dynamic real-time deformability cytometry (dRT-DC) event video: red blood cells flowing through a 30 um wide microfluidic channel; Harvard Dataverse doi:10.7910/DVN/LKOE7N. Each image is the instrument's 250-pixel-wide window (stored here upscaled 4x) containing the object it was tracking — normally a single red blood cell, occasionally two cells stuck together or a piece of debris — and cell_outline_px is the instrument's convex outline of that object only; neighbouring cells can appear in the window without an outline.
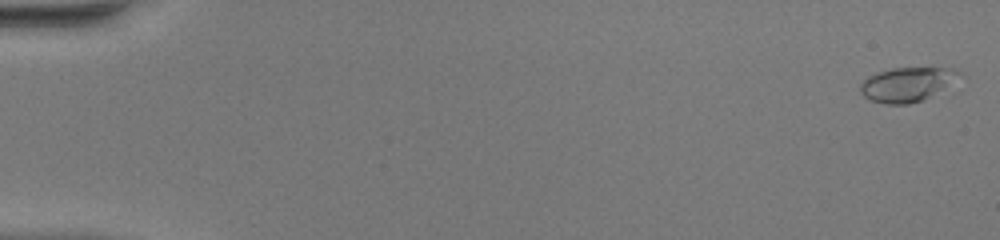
{"species": "common noctule bat (a hibernating species)", "species_latin": "Nyctalus noctula", "temperature_condition": "warm", "stored_images_in_passage": 51, "camera_frame_rate_fps": 3000, "um_per_image_px": 0.085, "animal": {"sex": "female", "body_mass_g": 20.0, "forearm_length_mm": 54.0}, "frame": {"image": 1, "passage_image": 1, "time_ms": 0.0, "image_size_px": [1000, 240], "cell_outline_px": [[960, 72], [940, 88], [924, 100], [908, 104], [884, 104], [872, 100], [864, 96], [860, 92], [860, 84], [868, 76], [876, 72], [892, 68], [952, 68]], "centroid_in_image_um": [76.94, 7.17], "position_along_channel_um": 8.1, "area_um2": 18.96}}
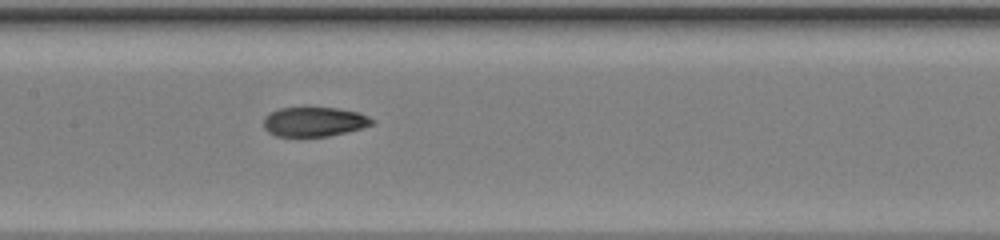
{"frame": {"image": 2, "passage_image": 26, "time_ms": 8.333, "image_size_px": [1000, 240], "cell_outline_px": [[376, 124], [328, 136], [276, 136], [268, 132], [264, 128], [264, 116], [268, 112], [280, 108], [336, 108], [356, 112], [368, 116], [376, 120]], "centroid_in_image_um": [26.69, 10.34], "position_along_channel_um": 180.7, "area_um2": 18.55}}
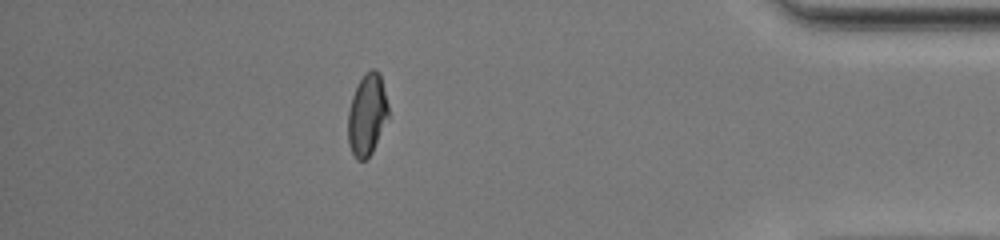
{"frame": {"image": 3, "passage_image": 45, "time_ms": 14.667, "image_size_px": [1000, 240], "cell_outline_px": [[388, 116], [372, 152], [368, 160], [356, 160], [348, 144], [348, 112], [352, 96], [360, 80], [372, 68], [376, 68], [380, 72], [388, 104]], "centroid_in_image_um": [31.2, 9.76], "position_along_channel_um": 404.0, "area_um2": 19.07}, "authors_computed_cell_mechanics": {"area_um2": 19.074, "velocity_mm_per_s": 4.1338, "shape_relaxation_time_tau1_ms": null, "shape_relaxation_time_tau2_ms": 1.4447, "deformation_change_tau1": null, "deformation_change_tau2": 0.0634}}